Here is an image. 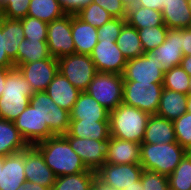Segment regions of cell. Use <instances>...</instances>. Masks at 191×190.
<instances>
[{"instance_id":"f6af8a7d","label":"cell","mask_w":191,"mask_h":190,"mask_svg":"<svg viewBox=\"0 0 191 190\" xmlns=\"http://www.w3.org/2000/svg\"><path fill=\"white\" fill-rule=\"evenodd\" d=\"M180 47L183 56L191 55V28L180 29Z\"/></svg>"},{"instance_id":"f546056e","label":"cell","mask_w":191,"mask_h":190,"mask_svg":"<svg viewBox=\"0 0 191 190\" xmlns=\"http://www.w3.org/2000/svg\"><path fill=\"white\" fill-rule=\"evenodd\" d=\"M116 44L127 60L144 54L138 30L133 26H130L127 22L124 24Z\"/></svg>"},{"instance_id":"ba28073f","label":"cell","mask_w":191,"mask_h":190,"mask_svg":"<svg viewBox=\"0 0 191 190\" xmlns=\"http://www.w3.org/2000/svg\"><path fill=\"white\" fill-rule=\"evenodd\" d=\"M163 64L156 59L153 51L127 60L122 73L123 81H137L140 83H163Z\"/></svg>"},{"instance_id":"ab89813d","label":"cell","mask_w":191,"mask_h":190,"mask_svg":"<svg viewBox=\"0 0 191 190\" xmlns=\"http://www.w3.org/2000/svg\"><path fill=\"white\" fill-rule=\"evenodd\" d=\"M30 0H6L3 5V16L21 20L28 15Z\"/></svg>"},{"instance_id":"7bdbcfd3","label":"cell","mask_w":191,"mask_h":190,"mask_svg":"<svg viewBox=\"0 0 191 190\" xmlns=\"http://www.w3.org/2000/svg\"><path fill=\"white\" fill-rule=\"evenodd\" d=\"M104 8L113 18H126L128 9L120 0H93Z\"/></svg>"},{"instance_id":"f907efd6","label":"cell","mask_w":191,"mask_h":190,"mask_svg":"<svg viewBox=\"0 0 191 190\" xmlns=\"http://www.w3.org/2000/svg\"><path fill=\"white\" fill-rule=\"evenodd\" d=\"M180 66L191 76V55L183 56Z\"/></svg>"},{"instance_id":"cb8c5ba5","label":"cell","mask_w":191,"mask_h":190,"mask_svg":"<svg viewBox=\"0 0 191 190\" xmlns=\"http://www.w3.org/2000/svg\"><path fill=\"white\" fill-rule=\"evenodd\" d=\"M172 142H177L173 122L157 115H150L142 143L162 144Z\"/></svg>"},{"instance_id":"ffe728a7","label":"cell","mask_w":191,"mask_h":190,"mask_svg":"<svg viewBox=\"0 0 191 190\" xmlns=\"http://www.w3.org/2000/svg\"><path fill=\"white\" fill-rule=\"evenodd\" d=\"M105 163L140 164V144L110 136Z\"/></svg>"},{"instance_id":"91938a15","label":"cell","mask_w":191,"mask_h":190,"mask_svg":"<svg viewBox=\"0 0 191 190\" xmlns=\"http://www.w3.org/2000/svg\"><path fill=\"white\" fill-rule=\"evenodd\" d=\"M188 3H189V7L191 8V0H188Z\"/></svg>"},{"instance_id":"e0dca14e","label":"cell","mask_w":191,"mask_h":190,"mask_svg":"<svg viewBox=\"0 0 191 190\" xmlns=\"http://www.w3.org/2000/svg\"><path fill=\"white\" fill-rule=\"evenodd\" d=\"M25 181L24 150L3 157V166L0 168V190H16Z\"/></svg>"},{"instance_id":"8fae6325","label":"cell","mask_w":191,"mask_h":190,"mask_svg":"<svg viewBox=\"0 0 191 190\" xmlns=\"http://www.w3.org/2000/svg\"><path fill=\"white\" fill-rule=\"evenodd\" d=\"M64 137L88 170L96 172L105 163L109 149V139L94 140L72 136Z\"/></svg>"},{"instance_id":"d4e9b609","label":"cell","mask_w":191,"mask_h":190,"mask_svg":"<svg viewBox=\"0 0 191 190\" xmlns=\"http://www.w3.org/2000/svg\"><path fill=\"white\" fill-rule=\"evenodd\" d=\"M188 95L163 88L156 115L175 120L187 112Z\"/></svg>"},{"instance_id":"3957f363","label":"cell","mask_w":191,"mask_h":190,"mask_svg":"<svg viewBox=\"0 0 191 190\" xmlns=\"http://www.w3.org/2000/svg\"><path fill=\"white\" fill-rule=\"evenodd\" d=\"M149 116L143 110L121 103L109 112L110 136L141 144Z\"/></svg>"},{"instance_id":"e575fe53","label":"cell","mask_w":191,"mask_h":190,"mask_svg":"<svg viewBox=\"0 0 191 190\" xmlns=\"http://www.w3.org/2000/svg\"><path fill=\"white\" fill-rule=\"evenodd\" d=\"M190 76L179 65L164 71L163 87L189 95Z\"/></svg>"},{"instance_id":"d590c367","label":"cell","mask_w":191,"mask_h":190,"mask_svg":"<svg viewBox=\"0 0 191 190\" xmlns=\"http://www.w3.org/2000/svg\"><path fill=\"white\" fill-rule=\"evenodd\" d=\"M167 26L145 27L138 30V35L143 46L144 53L152 51L166 40Z\"/></svg>"},{"instance_id":"83f0119b","label":"cell","mask_w":191,"mask_h":190,"mask_svg":"<svg viewBox=\"0 0 191 190\" xmlns=\"http://www.w3.org/2000/svg\"><path fill=\"white\" fill-rule=\"evenodd\" d=\"M2 34H4V49L8 58L17 66V50L25 39L22 22L16 19L2 17Z\"/></svg>"},{"instance_id":"f35d334b","label":"cell","mask_w":191,"mask_h":190,"mask_svg":"<svg viewBox=\"0 0 191 190\" xmlns=\"http://www.w3.org/2000/svg\"><path fill=\"white\" fill-rule=\"evenodd\" d=\"M20 21L22 22L25 39L47 41L48 23L31 16H26Z\"/></svg>"},{"instance_id":"4fadbf2b","label":"cell","mask_w":191,"mask_h":190,"mask_svg":"<svg viewBox=\"0 0 191 190\" xmlns=\"http://www.w3.org/2000/svg\"><path fill=\"white\" fill-rule=\"evenodd\" d=\"M98 72L122 75L127 59L113 40H98L90 54Z\"/></svg>"},{"instance_id":"ee69618b","label":"cell","mask_w":191,"mask_h":190,"mask_svg":"<svg viewBox=\"0 0 191 190\" xmlns=\"http://www.w3.org/2000/svg\"><path fill=\"white\" fill-rule=\"evenodd\" d=\"M65 15H76L93 0H58Z\"/></svg>"},{"instance_id":"681fc988","label":"cell","mask_w":191,"mask_h":190,"mask_svg":"<svg viewBox=\"0 0 191 190\" xmlns=\"http://www.w3.org/2000/svg\"><path fill=\"white\" fill-rule=\"evenodd\" d=\"M91 190H116L109 185L101 182L97 177L95 178Z\"/></svg>"},{"instance_id":"f5cc1de1","label":"cell","mask_w":191,"mask_h":190,"mask_svg":"<svg viewBox=\"0 0 191 190\" xmlns=\"http://www.w3.org/2000/svg\"><path fill=\"white\" fill-rule=\"evenodd\" d=\"M124 190H144V187L142 186L141 178L137 182L133 183V185H130L129 187H125Z\"/></svg>"},{"instance_id":"816d5d0a","label":"cell","mask_w":191,"mask_h":190,"mask_svg":"<svg viewBox=\"0 0 191 190\" xmlns=\"http://www.w3.org/2000/svg\"><path fill=\"white\" fill-rule=\"evenodd\" d=\"M9 68L0 67V97L2 96V90L4 88L6 76L8 74Z\"/></svg>"},{"instance_id":"277c9868","label":"cell","mask_w":191,"mask_h":190,"mask_svg":"<svg viewBox=\"0 0 191 190\" xmlns=\"http://www.w3.org/2000/svg\"><path fill=\"white\" fill-rule=\"evenodd\" d=\"M187 151L178 142L140 144V165L144 170L169 176Z\"/></svg>"},{"instance_id":"7dc6e473","label":"cell","mask_w":191,"mask_h":190,"mask_svg":"<svg viewBox=\"0 0 191 190\" xmlns=\"http://www.w3.org/2000/svg\"><path fill=\"white\" fill-rule=\"evenodd\" d=\"M136 5L156 11H162L163 9L162 0H137Z\"/></svg>"},{"instance_id":"60d3db41","label":"cell","mask_w":191,"mask_h":190,"mask_svg":"<svg viewBox=\"0 0 191 190\" xmlns=\"http://www.w3.org/2000/svg\"><path fill=\"white\" fill-rule=\"evenodd\" d=\"M125 23L126 18H112L109 22L97 28L98 40H113V42H116Z\"/></svg>"},{"instance_id":"c3c4849f","label":"cell","mask_w":191,"mask_h":190,"mask_svg":"<svg viewBox=\"0 0 191 190\" xmlns=\"http://www.w3.org/2000/svg\"><path fill=\"white\" fill-rule=\"evenodd\" d=\"M16 190H52L51 188L41 186L38 183H33L31 181H25L24 184H21Z\"/></svg>"},{"instance_id":"f1b7e54d","label":"cell","mask_w":191,"mask_h":190,"mask_svg":"<svg viewBox=\"0 0 191 190\" xmlns=\"http://www.w3.org/2000/svg\"><path fill=\"white\" fill-rule=\"evenodd\" d=\"M126 22L137 30L145 27L166 26L161 11L136 4L128 8Z\"/></svg>"},{"instance_id":"bcb514c9","label":"cell","mask_w":191,"mask_h":190,"mask_svg":"<svg viewBox=\"0 0 191 190\" xmlns=\"http://www.w3.org/2000/svg\"><path fill=\"white\" fill-rule=\"evenodd\" d=\"M0 67H14V63L8 58L7 53L4 49V34H2V17L0 18Z\"/></svg>"},{"instance_id":"11a10c76","label":"cell","mask_w":191,"mask_h":190,"mask_svg":"<svg viewBox=\"0 0 191 190\" xmlns=\"http://www.w3.org/2000/svg\"><path fill=\"white\" fill-rule=\"evenodd\" d=\"M187 112L191 113V94L188 95V100H187Z\"/></svg>"},{"instance_id":"6da1fadb","label":"cell","mask_w":191,"mask_h":190,"mask_svg":"<svg viewBox=\"0 0 191 190\" xmlns=\"http://www.w3.org/2000/svg\"><path fill=\"white\" fill-rule=\"evenodd\" d=\"M33 146L41 153L56 177L91 171L85 167L63 135L52 136Z\"/></svg>"},{"instance_id":"5bb4252c","label":"cell","mask_w":191,"mask_h":190,"mask_svg":"<svg viewBox=\"0 0 191 190\" xmlns=\"http://www.w3.org/2000/svg\"><path fill=\"white\" fill-rule=\"evenodd\" d=\"M14 125L30 146L54 136L47 124H43L39 111L31 104L18 116Z\"/></svg>"},{"instance_id":"680465c9","label":"cell","mask_w":191,"mask_h":190,"mask_svg":"<svg viewBox=\"0 0 191 190\" xmlns=\"http://www.w3.org/2000/svg\"><path fill=\"white\" fill-rule=\"evenodd\" d=\"M189 94H191V76H190Z\"/></svg>"},{"instance_id":"30bf717a","label":"cell","mask_w":191,"mask_h":190,"mask_svg":"<svg viewBox=\"0 0 191 190\" xmlns=\"http://www.w3.org/2000/svg\"><path fill=\"white\" fill-rule=\"evenodd\" d=\"M47 44L50 55L56 59L76 53L71 34V15L48 23Z\"/></svg>"},{"instance_id":"74e56055","label":"cell","mask_w":191,"mask_h":190,"mask_svg":"<svg viewBox=\"0 0 191 190\" xmlns=\"http://www.w3.org/2000/svg\"><path fill=\"white\" fill-rule=\"evenodd\" d=\"M172 122L176 141L187 152H191V113L186 112Z\"/></svg>"},{"instance_id":"b9f144b4","label":"cell","mask_w":191,"mask_h":190,"mask_svg":"<svg viewBox=\"0 0 191 190\" xmlns=\"http://www.w3.org/2000/svg\"><path fill=\"white\" fill-rule=\"evenodd\" d=\"M141 182L144 190H169L168 176L143 170Z\"/></svg>"},{"instance_id":"7a4b0ae2","label":"cell","mask_w":191,"mask_h":190,"mask_svg":"<svg viewBox=\"0 0 191 190\" xmlns=\"http://www.w3.org/2000/svg\"><path fill=\"white\" fill-rule=\"evenodd\" d=\"M0 97V118L14 122L35 93L18 67L9 68Z\"/></svg>"},{"instance_id":"9f6ffc18","label":"cell","mask_w":191,"mask_h":190,"mask_svg":"<svg viewBox=\"0 0 191 190\" xmlns=\"http://www.w3.org/2000/svg\"><path fill=\"white\" fill-rule=\"evenodd\" d=\"M3 16V5L0 2V18Z\"/></svg>"},{"instance_id":"d6986e66","label":"cell","mask_w":191,"mask_h":190,"mask_svg":"<svg viewBox=\"0 0 191 190\" xmlns=\"http://www.w3.org/2000/svg\"><path fill=\"white\" fill-rule=\"evenodd\" d=\"M46 93L62 109L71 112L73 105L81 93L59 71L48 84Z\"/></svg>"},{"instance_id":"db71d44e","label":"cell","mask_w":191,"mask_h":190,"mask_svg":"<svg viewBox=\"0 0 191 190\" xmlns=\"http://www.w3.org/2000/svg\"><path fill=\"white\" fill-rule=\"evenodd\" d=\"M120 1L124 4V6H126L127 9L134 6L137 2V0H120Z\"/></svg>"},{"instance_id":"836d02e7","label":"cell","mask_w":191,"mask_h":190,"mask_svg":"<svg viewBox=\"0 0 191 190\" xmlns=\"http://www.w3.org/2000/svg\"><path fill=\"white\" fill-rule=\"evenodd\" d=\"M169 190H191V152H187L168 176Z\"/></svg>"},{"instance_id":"2e32d148","label":"cell","mask_w":191,"mask_h":190,"mask_svg":"<svg viewBox=\"0 0 191 190\" xmlns=\"http://www.w3.org/2000/svg\"><path fill=\"white\" fill-rule=\"evenodd\" d=\"M24 173L27 181L53 188L56 176L33 145L24 150Z\"/></svg>"},{"instance_id":"603a6c76","label":"cell","mask_w":191,"mask_h":190,"mask_svg":"<svg viewBox=\"0 0 191 190\" xmlns=\"http://www.w3.org/2000/svg\"><path fill=\"white\" fill-rule=\"evenodd\" d=\"M152 51L165 70L179 66L183 58L180 29H169L165 42Z\"/></svg>"},{"instance_id":"d6a6232c","label":"cell","mask_w":191,"mask_h":190,"mask_svg":"<svg viewBox=\"0 0 191 190\" xmlns=\"http://www.w3.org/2000/svg\"><path fill=\"white\" fill-rule=\"evenodd\" d=\"M64 15L58 0H30L27 16L51 23Z\"/></svg>"},{"instance_id":"52a82bcc","label":"cell","mask_w":191,"mask_h":190,"mask_svg":"<svg viewBox=\"0 0 191 190\" xmlns=\"http://www.w3.org/2000/svg\"><path fill=\"white\" fill-rule=\"evenodd\" d=\"M163 83H140L124 81L123 102L149 115H156L159 107Z\"/></svg>"},{"instance_id":"6f0895ef","label":"cell","mask_w":191,"mask_h":190,"mask_svg":"<svg viewBox=\"0 0 191 190\" xmlns=\"http://www.w3.org/2000/svg\"><path fill=\"white\" fill-rule=\"evenodd\" d=\"M2 166H3V157L0 156V168H2Z\"/></svg>"},{"instance_id":"1f68e13d","label":"cell","mask_w":191,"mask_h":190,"mask_svg":"<svg viewBox=\"0 0 191 190\" xmlns=\"http://www.w3.org/2000/svg\"><path fill=\"white\" fill-rule=\"evenodd\" d=\"M95 178L94 171L57 176L52 190H91Z\"/></svg>"},{"instance_id":"484cf974","label":"cell","mask_w":191,"mask_h":190,"mask_svg":"<svg viewBox=\"0 0 191 190\" xmlns=\"http://www.w3.org/2000/svg\"><path fill=\"white\" fill-rule=\"evenodd\" d=\"M29 146L14 122L0 118V156L5 157L22 152Z\"/></svg>"},{"instance_id":"4dcf8cb0","label":"cell","mask_w":191,"mask_h":190,"mask_svg":"<svg viewBox=\"0 0 191 190\" xmlns=\"http://www.w3.org/2000/svg\"><path fill=\"white\" fill-rule=\"evenodd\" d=\"M47 41L24 39L17 50V65L50 58Z\"/></svg>"},{"instance_id":"9c48e42d","label":"cell","mask_w":191,"mask_h":190,"mask_svg":"<svg viewBox=\"0 0 191 190\" xmlns=\"http://www.w3.org/2000/svg\"><path fill=\"white\" fill-rule=\"evenodd\" d=\"M30 104L39 111L43 124H47L54 136L65 135L70 124V112L60 108L46 93L35 92Z\"/></svg>"},{"instance_id":"9a60e30c","label":"cell","mask_w":191,"mask_h":190,"mask_svg":"<svg viewBox=\"0 0 191 190\" xmlns=\"http://www.w3.org/2000/svg\"><path fill=\"white\" fill-rule=\"evenodd\" d=\"M16 67L22 72L34 92L45 91L48 84L58 73V60L55 57L19 64Z\"/></svg>"},{"instance_id":"7c38bea8","label":"cell","mask_w":191,"mask_h":190,"mask_svg":"<svg viewBox=\"0 0 191 190\" xmlns=\"http://www.w3.org/2000/svg\"><path fill=\"white\" fill-rule=\"evenodd\" d=\"M143 170L140 164L104 163L96 171V177L116 190H124L140 180Z\"/></svg>"},{"instance_id":"8d00e7d4","label":"cell","mask_w":191,"mask_h":190,"mask_svg":"<svg viewBox=\"0 0 191 190\" xmlns=\"http://www.w3.org/2000/svg\"><path fill=\"white\" fill-rule=\"evenodd\" d=\"M76 15L82 21L92 25L95 28L101 27L113 18L104 8L94 2L90 3Z\"/></svg>"},{"instance_id":"5b68a950","label":"cell","mask_w":191,"mask_h":190,"mask_svg":"<svg viewBox=\"0 0 191 190\" xmlns=\"http://www.w3.org/2000/svg\"><path fill=\"white\" fill-rule=\"evenodd\" d=\"M123 90L122 75L97 72L85 92L110 112L123 102Z\"/></svg>"},{"instance_id":"4316f807","label":"cell","mask_w":191,"mask_h":190,"mask_svg":"<svg viewBox=\"0 0 191 190\" xmlns=\"http://www.w3.org/2000/svg\"><path fill=\"white\" fill-rule=\"evenodd\" d=\"M63 136L107 140L110 137L109 121L70 120L68 131Z\"/></svg>"},{"instance_id":"44dd1931","label":"cell","mask_w":191,"mask_h":190,"mask_svg":"<svg viewBox=\"0 0 191 190\" xmlns=\"http://www.w3.org/2000/svg\"><path fill=\"white\" fill-rule=\"evenodd\" d=\"M71 34L76 53L90 55L98 42L97 28L71 15Z\"/></svg>"},{"instance_id":"8992f818","label":"cell","mask_w":191,"mask_h":190,"mask_svg":"<svg viewBox=\"0 0 191 190\" xmlns=\"http://www.w3.org/2000/svg\"><path fill=\"white\" fill-rule=\"evenodd\" d=\"M57 60L58 71L80 92L86 91L98 72L90 55L74 53Z\"/></svg>"},{"instance_id":"7402d4cb","label":"cell","mask_w":191,"mask_h":190,"mask_svg":"<svg viewBox=\"0 0 191 190\" xmlns=\"http://www.w3.org/2000/svg\"><path fill=\"white\" fill-rule=\"evenodd\" d=\"M161 11L168 29L191 28V8L188 0H162Z\"/></svg>"},{"instance_id":"ac0fdd59","label":"cell","mask_w":191,"mask_h":190,"mask_svg":"<svg viewBox=\"0 0 191 190\" xmlns=\"http://www.w3.org/2000/svg\"><path fill=\"white\" fill-rule=\"evenodd\" d=\"M70 120L109 121V111L90 94L81 92L70 112Z\"/></svg>"}]
</instances>
